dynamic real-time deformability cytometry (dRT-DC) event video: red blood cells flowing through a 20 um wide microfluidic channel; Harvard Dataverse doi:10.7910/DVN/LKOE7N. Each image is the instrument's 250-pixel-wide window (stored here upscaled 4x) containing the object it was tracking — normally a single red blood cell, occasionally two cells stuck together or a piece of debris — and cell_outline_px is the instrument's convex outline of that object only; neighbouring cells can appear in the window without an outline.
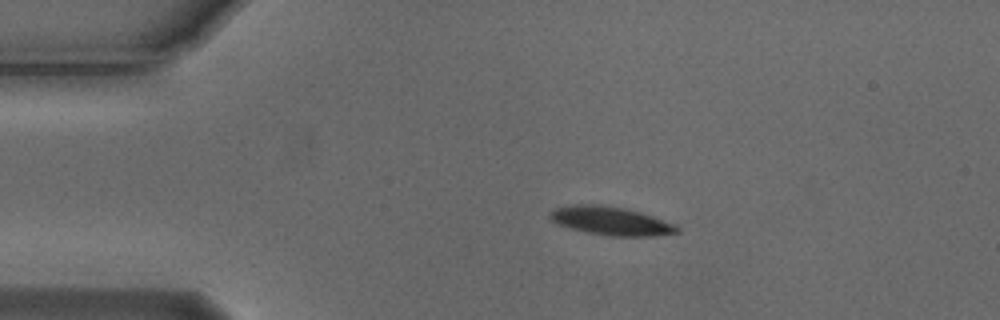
{"species": "Egyptian fruit bat (a non-hibernating species)", "species_latin": "Rousettus aegyptiacus", "temperature_condition": "cold", "stored_images_in_passage": 3, "camera_frame_rate_fps": 3000, "um_per_image_px": 0.085, "animal": {"sex": "male"}, "frame": {"image": 1, "passage_image": 1, "time_ms": 0.0, "image_size_px": [1000, 320], "cell_outline_px": [[680, 232], [652, 236], [608, 236], [588, 232], [572, 228], [560, 224], [552, 220], [548, 216], [556, 208], [576, 204], [596, 204], [624, 208], [640, 212], [676, 224], [680, 228]], "centroid_in_image_um": [51.98, 18.78], "position_along_channel_um": 33.0, "area_um2": 20.81}}
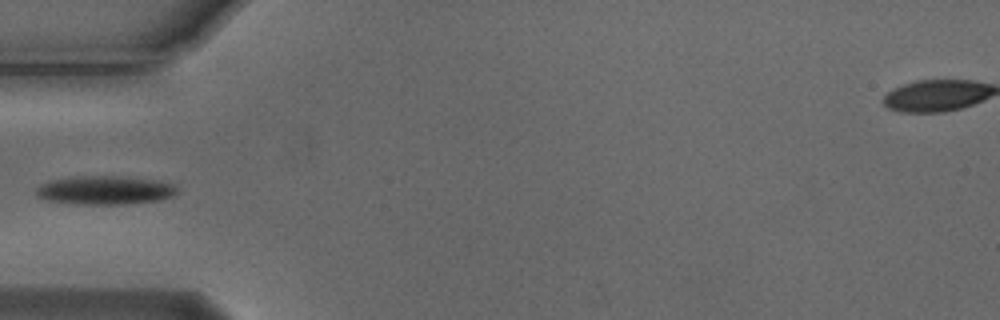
{"frame": {"image": 2, "passage_image": 3, "time_ms": 0.667, "image_size_px": [1000, 320], "cell_outline_px": [[180, 192], [172, 196], [160, 200], [128, 204], [72, 204], [48, 200], [36, 196], [36, 188], [48, 180], [72, 176], [124, 176], [160, 180], [176, 184]], "centroid_in_image_um": [8.97, 16.15], "position_along_channel_um": 76.0, "area_um2": 24.1}}